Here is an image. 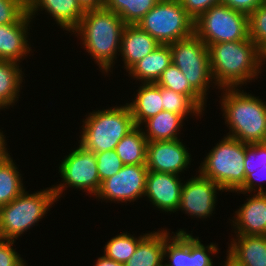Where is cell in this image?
<instances>
[{
  "label": "cell",
  "mask_w": 266,
  "mask_h": 266,
  "mask_svg": "<svg viewBox=\"0 0 266 266\" xmlns=\"http://www.w3.org/2000/svg\"><path fill=\"white\" fill-rule=\"evenodd\" d=\"M125 23L115 12L107 9L85 10L74 30L83 40L87 52L105 72L110 71L117 50L120 51L121 36ZM79 32V33H78Z\"/></svg>",
  "instance_id": "cell-2"
},
{
  "label": "cell",
  "mask_w": 266,
  "mask_h": 266,
  "mask_svg": "<svg viewBox=\"0 0 266 266\" xmlns=\"http://www.w3.org/2000/svg\"><path fill=\"white\" fill-rule=\"evenodd\" d=\"M136 99L128 104L135 126H140L148 118L164 110L161 87L156 83H143L138 89Z\"/></svg>",
  "instance_id": "cell-23"
},
{
  "label": "cell",
  "mask_w": 266,
  "mask_h": 266,
  "mask_svg": "<svg viewBox=\"0 0 266 266\" xmlns=\"http://www.w3.org/2000/svg\"><path fill=\"white\" fill-rule=\"evenodd\" d=\"M245 170H257L266 166V144H246Z\"/></svg>",
  "instance_id": "cell-35"
},
{
  "label": "cell",
  "mask_w": 266,
  "mask_h": 266,
  "mask_svg": "<svg viewBox=\"0 0 266 266\" xmlns=\"http://www.w3.org/2000/svg\"><path fill=\"white\" fill-rule=\"evenodd\" d=\"M22 77L17 62L0 60V103L4 107L17 101Z\"/></svg>",
  "instance_id": "cell-27"
},
{
  "label": "cell",
  "mask_w": 266,
  "mask_h": 266,
  "mask_svg": "<svg viewBox=\"0 0 266 266\" xmlns=\"http://www.w3.org/2000/svg\"><path fill=\"white\" fill-rule=\"evenodd\" d=\"M146 165H124L115 175L101 182L96 197L110 201H134L145 194Z\"/></svg>",
  "instance_id": "cell-11"
},
{
  "label": "cell",
  "mask_w": 266,
  "mask_h": 266,
  "mask_svg": "<svg viewBox=\"0 0 266 266\" xmlns=\"http://www.w3.org/2000/svg\"><path fill=\"white\" fill-rule=\"evenodd\" d=\"M95 157L97 161L98 175L100 177V182L115 175L124 166L121 159L118 157L115 149L110 151L95 153Z\"/></svg>",
  "instance_id": "cell-33"
},
{
  "label": "cell",
  "mask_w": 266,
  "mask_h": 266,
  "mask_svg": "<svg viewBox=\"0 0 266 266\" xmlns=\"http://www.w3.org/2000/svg\"><path fill=\"white\" fill-rule=\"evenodd\" d=\"M39 8L51 14L61 28L72 32L85 13L77 0H27V13L30 17L35 15Z\"/></svg>",
  "instance_id": "cell-18"
},
{
  "label": "cell",
  "mask_w": 266,
  "mask_h": 266,
  "mask_svg": "<svg viewBox=\"0 0 266 266\" xmlns=\"http://www.w3.org/2000/svg\"><path fill=\"white\" fill-rule=\"evenodd\" d=\"M208 51L213 83L221 89L236 88L260 73L263 52L249 37L210 44Z\"/></svg>",
  "instance_id": "cell-1"
},
{
  "label": "cell",
  "mask_w": 266,
  "mask_h": 266,
  "mask_svg": "<svg viewBox=\"0 0 266 266\" xmlns=\"http://www.w3.org/2000/svg\"><path fill=\"white\" fill-rule=\"evenodd\" d=\"M182 185L178 175L148 171L144 196L160 210L174 213L180 205Z\"/></svg>",
  "instance_id": "cell-15"
},
{
  "label": "cell",
  "mask_w": 266,
  "mask_h": 266,
  "mask_svg": "<svg viewBox=\"0 0 266 266\" xmlns=\"http://www.w3.org/2000/svg\"><path fill=\"white\" fill-rule=\"evenodd\" d=\"M135 127L128 103L117 108L98 110L85 119L79 143L94 153L114 150L120 140Z\"/></svg>",
  "instance_id": "cell-4"
},
{
  "label": "cell",
  "mask_w": 266,
  "mask_h": 266,
  "mask_svg": "<svg viewBox=\"0 0 266 266\" xmlns=\"http://www.w3.org/2000/svg\"><path fill=\"white\" fill-rule=\"evenodd\" d=\"M183 117L177 113L165 111L159 112L157 115L152 116L145 120L148 132H144L148 142L151 141H164V140H177V131L183 122Z\"/></svg>",
  "instance_id": "cell-24"
},
{
  "label": "cell",
  "mask_w": 266,
  "mask_h": 266,
  "mask_svg": "<svg viewBox=\"0 0 266 266\" xmlns=\"http://www.w3.org/2000/svg\"><path fill=\"white\" fill-rule=\"evenodd\" d=\"M266 166L264 168L261 169H257V170H245V181H244V185L238 190L239 193L243 192V194L245 193H250L251 191H253L254 187H256L255 185H257L254 181L256 180H266ZM265 175V176H264ZM262 180V181H263Z\"/></svg>",
  "instance_id": "cell-39"
},
{
  "label": "cell",
  "mask_w": 266,
  "mask_h": 266,
  "mask_svg": "<svg viewBox=\"0 0 266 266\" xmlns=\"http://www.w3.org/2000/svg\"><path fill=\"white\" fill-rule=\"evenodd\" d=\"M55 199L53 188L33 194L24 190L9 204L0 207V238L17 239L45 216Z\"/></svg>",
  "instance_id": "cell-6"
},
{
  "label": "cell",
  "mask_w": 266,
  "mask_h": 266,
  "mask_svg": "<svg viewBox=\"0 0 266 266\" xmlns=\"http://www.w3.org/2000/svg\"><path fill=\"white\" fill-rule=\"evenodd\" d=\"M27 14V0H0V24L18 23Z\"/></svg>",
  "instance_id": "cell-34"
},
{
  "label": "cell",
  "mask_w": 266,
  "mask_h": 266,
  "mask_svg": "<svg viewBox=\"0 0 266 266\" xmlns=\"http://www.w3.org/2000/svg\"><path fill=\"white\" fill-rule=\"evenodd\" d=\"M266 59V50L263 52V60L265 61Z\"/></svg>",
  "instance_id": "cell-44"
},
{
  "label": "cell",
  "mask_w": 266,
  "mask_h": 266,
  "mask_svg": "<svg viewBox=\"0 0 266 266\" xmlns=\"http://www.w3.org/2000/svg\"><path fill=\"white\" fill-rule=\"evenodd\" d=\"M236 211L233 225L237 235H266V191L260 184L258 193ZM236 224V225H235Z\"/></svg>",
  "instance_id": "cell-16"
},
{
  "label": "cell",
  "mask_w": 266,
  "mask_h": 266,
  "mask_svg": "<svg viewBox=\"0 0 266 266\" xmlns=\"http://www.w3.org/2000/svg\"><path fill=\"white\" fill-rule=\"evenodd\" d=\"M222 109L225 123L230 125V137L243 143H263L266 136V104L237 88H224Z\"/></svg>",
  "instance_id": "cell-3"
},
{
  "label": "cell",
  "mask_w": 266,
  "mask_h": 266,
  "mask_svg": "<svg viewBox=\"0 0 266 266\" xmlns=\"http://www.w3.org/2000/svg\"><path fill=\"white\" fill-rule=\"evenodd\" d=\"M4 135L0 132V161L3 160L9 153L7 152V148L5 147Z\"/></svg>",
  "instance_id": "cell-42"
},
{
  "label": "cell",
  "mask_w": 266,
  "mask_h": 266,
  "mask_svg": "<svg viewBox=\"0 0 266 266\" xmlns=\"http://www.w3.org/2000/svg\"><path fill=\"white\" fill-rule=\"evenodd\" d=\"M1 108H5V107L0 103V109H1Z\"/></svg>",
  "instance_id": "cell-45"
},
{
  "label": "cell",
  "mask_w": 266,
  "mask_h": 266,
  "mask_svg": "<svg viewBox=\"0 0 266 266\" xmlns=\"http://www.w3.org/2000/svg\"><path fill=\"white\" fill-rule=\"evenodd\" d=\"M169 46L172 63L181 70L191 87L205 100L208 85L213 81L208 46L195 33Z\"/></svg>",
  "instance_id": "cell-9"
},
{
  "label": "cell",
  "mask_w": 266,
  "mask_h": 266,
  "mask_svg": "<svg viewBox=\"0 0 266 266\" xmlns=\"http://www.w3.org/2000/svg\"><path fill=\"white\" fill-rule=\"evenodd\" d=\"M233 241L227 256L237 265L266 266V235H237Z\"/></svg>",
  "instance_id": "cell-20"
},
{
  "label": "cell",
  "mask_w": 266,
  "mask_h": 266,
  "mask_svg": "<svg viewBox=\"0 0 266 266\" xmlns=\"http://www.w3.org/2000/svg\"><path fill=\"white\" fill-rule=\"evenodd\" d=\"M84 10L100 9L104 7L105 0H77Z\"/></svg>",
  "instance_id": "cell-40"
},
{
  "label": "cell",
  "mask_w": 266,
  "mask_h": 266,
  "mask_svg": "<svg viewBox=\"0 0 266 266\" xmlns=\"http://www.w3.org/2000/svg\"><path fill=\"white\" fill-rule=\"evenodd\" d=\"M156 84L165 87L183 95H189L202 109L204 100L190 85L186 76L173 63H171L157 80Z\"/></svg>",
  "instance_id": "cell-29"
},
{
  "label": "cell",
  "mask_w": 266,
  "mask_h": 266,
  "mask_svg": "<svg viewBox=\"0 0 266 266\" xmlns=\"http://www.w3.org/2000/svg\"><path fill=\"white\" fill-rule=\"evenodd\" d=\"M249 38L264 52L266 50V1L248 16Z\"/></svg>",
  "instance_id": "cell-32"
},
{
  "label": "cell",
  "mask_w": 266,
  "mask_h": 266,
  "mask_svg": "<svg viewBox=\"0 0 266 266\" xmlns=\"http://www.w3.org/2000/svg\"><path fill=\"white\" fill-rule=\"evenodd\" d=\"M17 169L9 154L0 161V207L9 204L25 190Z\"/></svg>",
  "instance_id": "cell-26"
},
{
  "label": "cell",
  "mask_w": 266,
  "mask_h": 266,
  "mask_svg": "<svg viewBox=\"0 0 266 266\" xmlns=\"http://www.w3.org/2000/svg\"><path fill=\"white\" fill-rule=\"evenodd\" d=\"M194 33L207 46L245 40L249 37L248 15L221 3L194 20Z\"/></svg>",
  "instance_id": "cell-8"
},
{
  "label": "cell",
  "mask_w": 266,
  "mask_h": 266,
  "mask_svg": "<svg viewBox=\"0 0 266 266\" xmlns=\"http://www.w3.org/2000/svg\"><path fill=\"white\" fill-rule=\"evenodd\" d=\"M14 241L0 238V266H21L24 263L20 254L11 247Z\"/></svg>",
  "instance_id": "cell-36"
},
{
  "label": "cell",
  "mask_w": 266,
  "mask_h": 266,
  "mask_svg": "<svg viewBox=\"0 0 266 266\" xmlns=\"http://www.w3.org/2000/svg\"><path fill=\"white\" fill-rule=\"evenodd\" d=\"M185 11L196 20L212 6L221 4L222 0H179Z\"/></svg>",
  "instance_id": "cell-37"
},
{
  "label": "cell",
  "mask_w": 266,
  "mask_h": 266,
  "mask_svg": "<svg viewBox=\"0 0 266 266\" xmlns=\"http://www.w3.org/2000/svg\"><path fill=\"white\" fill-rule=\"evenodd\" d=\"M144 236L145 234L137 239L127 233L119 234L107 242L104 248V255L118 263L125 264L134 254L139 241Z\"/></svg>",
  "instance_id": "cell-30"
},
{
  "label": "cell",
  "mask_w": 266,
  "mask_h": 266,
  "mask_svg": "<svg viewBox=\"0 0 266 266\" xmlns=\"http://www.w3.org/2000/svg\"><path fill=\"white\" fill-rule=\"evenodd\" d=\"M160 43L146 31L136 25H125L121 36L120 53L125 69L129 70L135 63L154 51Z\"/></svg>",
  "instance_id": "cell-19"
},
{
  "label": "cell",
  "mask_w": 266,
  "mask_h": 266,
  "mask_svg": "<svg viewBox=\"0 0 266 266\" xmlns=\"http://www.w3.org/2000/svg\"><path fill=\"white\" fill-rule=\"evenodd\" d=\"M159 0H105L104 8L118 14L126 25H136Z\"/></svg>",
  "instance_id": "cell-28"
},
{
  "label": "cell",
  "mask_w": 266,
  "mask_h": 266,
  "mask_svg": "<svg viewBox=\"0 0 266 266\" xmlns=\"http://www.w3.org/2000/svg\"><path fill=\"white\" fill-rule=\"evenodd\" d=\"M94 266H124V264L109 259L104 255L97 259L96 265Z\"/></svg>",
  "instance_id": "cell-41"
},
{
  "label": "cell",
  "mask_w": 266,
  "mask_h": 266,
  "mask_svg": "<svg viewBox=\"0 0 266 266\" xmlns=\"http://www.w3.org/2000/svg\"><path fill=\"white\" fill-rule=\"evenodd\" d=\"M163 108L181 115L183 118L189 114L201 115L202 109L189 95H183L174 90L161 87Z\"/></svg>",
  "instance_id": "cell-31"
},
{
  "label": "cell",
  "mask_w": 266,
  "mask_h": 266,
  "mask_svg": "<svg viewBox=\"0 0 266 266\" xmlns=\"http://www.w3.org/2000/svg\"><path fill=\"white\" fill-rule=\"evenodd\" d=\"M223 266H239L237 265L233 260H231L228 256L226 258V261H225V265Z\"/></svg>",
  "instance_id": "cell-43"
},
{
  "label": "cell",
  "mask_w": 266,
  "mask_h": 266,
  "mask_svg": "<svg viewBox=\"0 0 266 266\" xmlns=\"http://www.w3.org/2000/svg\"><path fill=\"white\" fill-rule=\"evenodd\" d=\"M136 126L116 145L115 151L124 165H146L147 139Z\"/></svg>",
  "instance_id": "cell-25"
},
{
  "label": "cell",
  "mask_w": 266,
  "mask_h": 266,
  "mask_svg": "<svg viewBox=\"0 0 266 266\" xmlns=\"http://www.w3.org/2000/svg\"><path fill=\"white\" fill-rule=\"evenodd\" d=\"M168 234L166 230L163 257L168 256L171 262L163 266H213L207 251L211 254L217 253L218 247L215 244L211 243L205 247L198 237L194 238L181 229L171 239Z\"/></svg>",
  "instance_id": "cell-12"
},
{
  "label": "cell",
  "mask_w": 266,
  "mask_h": 266,
  "mask_svg": "<svg viewBox=\"0 0 266 266\" xmlns=\"http://www.w3.org/2000/svg\"><path fill=\"white\" fill-rule=\"evenodd\" d=\"M266 0H222L221 3L246 15H250Z\"/></svg>",
  "instance_id": "cell-38"
},
{
  "label": "cell",
  "mask_w": 266,
  "mask_h": 266,
  "mask_svg": "<svg viewBox=\"0 0 266 266\" xmlns=\"http://www.w3.org/2000/svg\"><path fill=\"white\" fill-rule=\"evenodd\" d=\"M246 143L226 136L207 154L199 174L223 190L238 191L245 181Z\"/></svg>",
  "instance_id": "cell-5"
},
{
  "label": "cell",
  "mask_w": 266,
  "mask_h": 266,
  "mask_svg": "<svg viewBox=\"0 0 266 266\" xmlns=\"http://www.w3.org/2000/svg\"><path fill=\"white\" fill-rule=\"evenodd\" d=\"M30 19L27 13L18 23L0 24V60L19 62L32 50L27 44Z\"/></svg>",
  "instance_id": "cell-17"
},
{
  "label": "cell",
  "mask_w": 266,
  "mask_h": 266,
  "mask_svg": "<svg viewBox=\"0 0 266 266\" xmlns=\"http://www.w3.org/2000/svg\"><path fill=\"white\" fill-rule=\"evenodd\" d=\"M59 169L64 183L52 187L56 199L61 196L63 188L65 186L67 188V185L77 189H84V191L87 190L90 194L96 195L98 193L101 182L94 152L88 151L82 145H79L77 149L73 150L61 161Z\"/></svg>",
  "instance_id": "cell-10"
},
{
  "label": "cell",
  "mask_w": 266,
  "mask_h": 266,
  "mask_svg": "<svg viewBox=\"0 0 266 266\" xmlns=\"http://www.w3.org/2000/svg\"><path fill=\"white\" fill-rule=\"evenodd\" d=\"M217 190L223 189L201 174L188 180L181 189L180 210L191 216L207 218L213 213Z\"/></svg>",
  "instance_id": "cell-14"
},
{
  "label": "cell",
  "mask_w": 266,
  "mask_h": 266,
  "mask_svg": "<svg viewBox=\"0 0 266 266\" xmlns=\"http://www.w3.org/2000/svg\"><path fill=\"white\" fill-rule=\"evenodd\" d=\"M166 230L145 233L134 254L124 266H163Z\"/></svg>",
  "instance_id": "cell-22"
},
{
  "label": "cell",
  "mask_w": 266,
  "mask_h": 266,
  "mask_svg": "<svg viewBox=\"0 0 266 266\" xmlns=\"http://www.w3.org/2000/svg\"><path fill=\"white\" fill-rule=\"evenodd\" d=\"M189 154L180 139L151 141L147 143L146 167L148 171L179 175L190 164Z\"/></svg>",
  "instance_id": "cell-13"
},
{
  "label": "cell",
  "mask_w": 266,
  "mask_h": 266,
  "mask_svg": "<svg viewBox=\"0 0 266 266\" xmlns=\"http://www.w3.org/2000/svg\"><path fill=\"white\" fill-rule=\"evenodd\" d=\"M172 63L169 45H159L154 51L135 63L128 71L130 76L143 83H156L163 71Z\"/></svg>",
  "instance_id": "cell-21"
},
{
  "label": "cell",
  "mask_w": 266,
  "mask_h": 266,
  "mask_svg": "<svg viewBox=\"0 0 266 266\" xmlns=\"http://www.w3.org/2000/svg\"><path fill=\"white\" fill-rule=\"evenodd\" d=\"M137 25L161 45H169L194 34V19L179 0H159Z\"/></svg>",
  "instance_id": "cell-7"
}]
</instances>
